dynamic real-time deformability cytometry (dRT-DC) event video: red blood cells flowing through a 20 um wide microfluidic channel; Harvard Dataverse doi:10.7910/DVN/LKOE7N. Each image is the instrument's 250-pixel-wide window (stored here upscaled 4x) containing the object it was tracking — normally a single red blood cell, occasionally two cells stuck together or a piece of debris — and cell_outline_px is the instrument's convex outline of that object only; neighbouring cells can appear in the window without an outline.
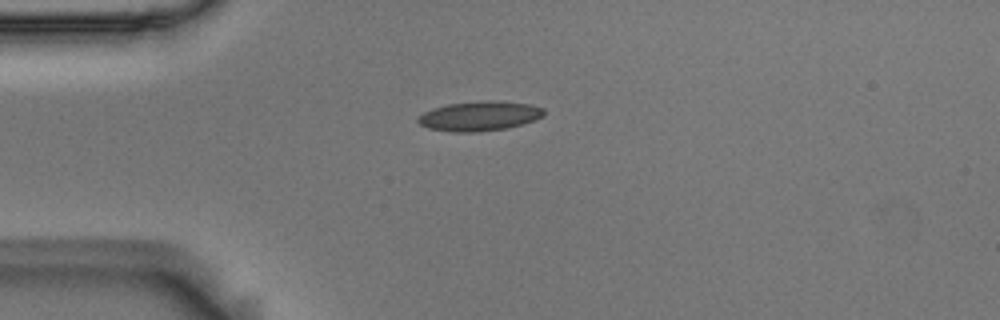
{"species": "Egyptian fruit bat (a non-hibernating species)", "species_latin": "Rousettus aegyptiacus", "temperature_condition": "room temperature", "stored_images_in_passage": 3, "camera_frame_rate_fps": 3000, "um_per_image_px": 0.085, "animal": {"sex": "male"}, "frame": {"image": 1, "passage_image": 1, "time_ms": 0.0, "image_size_px": [1000, 320], "cell_outline_px": [[544, 116], [536, 120], [524, 124], [508, 128], [480, 132], [452, 132], [428, 128], [420, 124], [416, 120], [424, 112], [432, 108], [448, 104], [484, 100], [496, 100], [528, 104], [544, 108]], "centroid_in_image_um": [40.78, 9.87], "position_along_channel_um": 44.2, "area_um2": 21.96}}
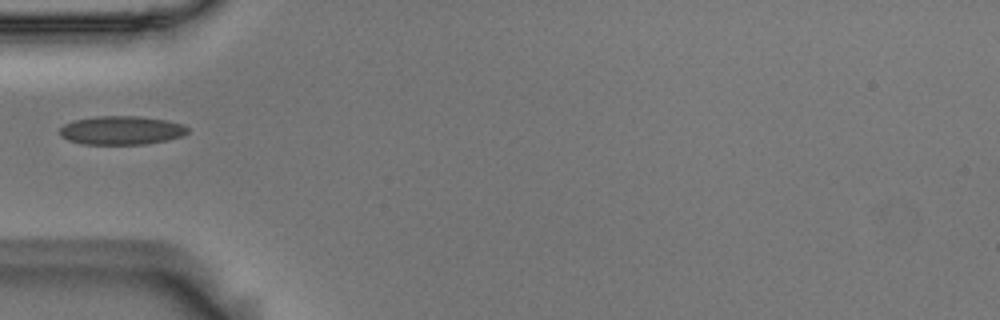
{"frame": {"image": 2, "passage_image": 2, "time_ms": 0.333, "image_size_px": [1000, 320], "cell_outline_px": [[188, 132], [184, 136], [168, 140], [148, 144], [80, 144], [68, 140], [60, 136], [60, 128], [64, 124], [76, 120], [96, 116], [140, 116], [168, 120], [184, 124], [188, 128]], "centroid_in_image_um": [10.36, 11.08], "position_along_channel_um": 74.6, "area_um2": 21.62}}
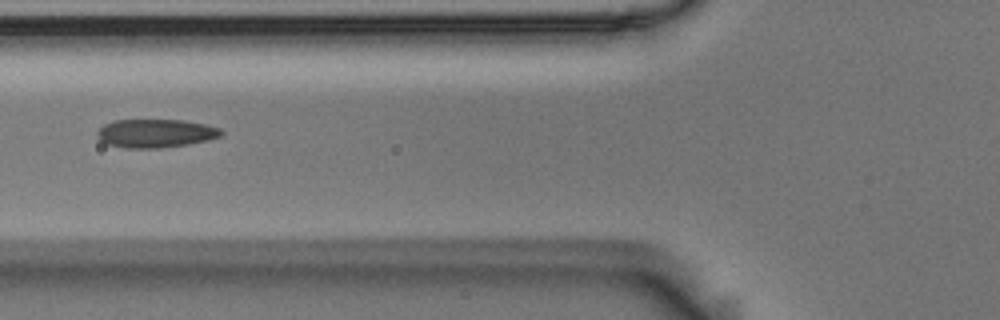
{"frame": {"image": 3, "passage_image": 3, "time_ms": 0.667, "image_size_px": [1000, 320], "cell_outline_px": [[224, 132], [220, 136], [208, 140], [188, 144], [160, 148], [124, 148], [108, 144], [100, 140], [96, 136], [96, 132], [104, 124], [112, 120], [184, 120], [204, 124], [220, 128]], "centroid_in_image_um": [13.2, 11.33], "position_along_channel_um": 112.6, "area_um2": 20.63}}